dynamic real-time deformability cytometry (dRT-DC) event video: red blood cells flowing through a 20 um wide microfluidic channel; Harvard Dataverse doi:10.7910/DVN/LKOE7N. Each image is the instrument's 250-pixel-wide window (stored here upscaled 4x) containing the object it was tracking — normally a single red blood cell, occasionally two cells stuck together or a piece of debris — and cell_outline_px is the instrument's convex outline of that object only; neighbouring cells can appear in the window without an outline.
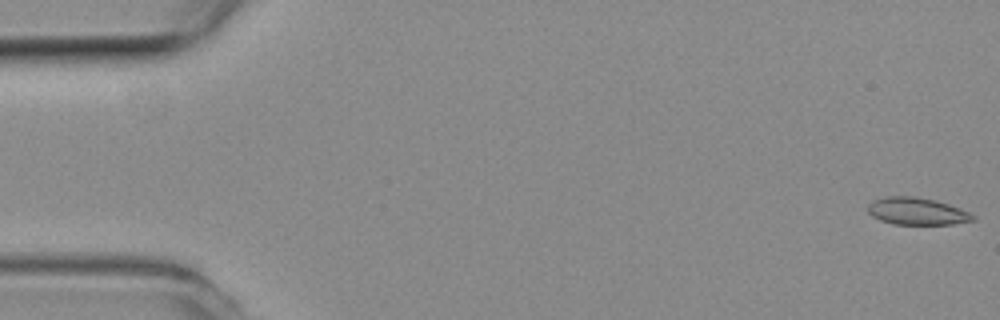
{"species": "common noctule bat (a hibernating species)", "species_latin": "Nyctalus noctula", "temperature_condition": "room temperature", "stored_images_in_passage": 55, "segment_of_instrument_passage": [1, 2], "camera_frame_rate_fps": 3000, "um_per_image_px": 0.085, "animal": {"sex": "female", "body_mass_g": 19.3, "forearm_length_mm": 54.1}, "frame": {"image": 1, "passage_image": 1, "time_ms": 0.0, "image_size_px": [1000, 320], "cell_outline_px": [[976, 220], [952, 224], [892, 224], [880, 220], [872, 216], [868, 212], [868, 204], [872, 200], [888, 196], [916, 196], [936, 200], [960, 208], [976, 216]], "centroid_in_image_um": [77.93, 17.95], "position_along_channel_um": 7.1, "area_um2": 16.76}}
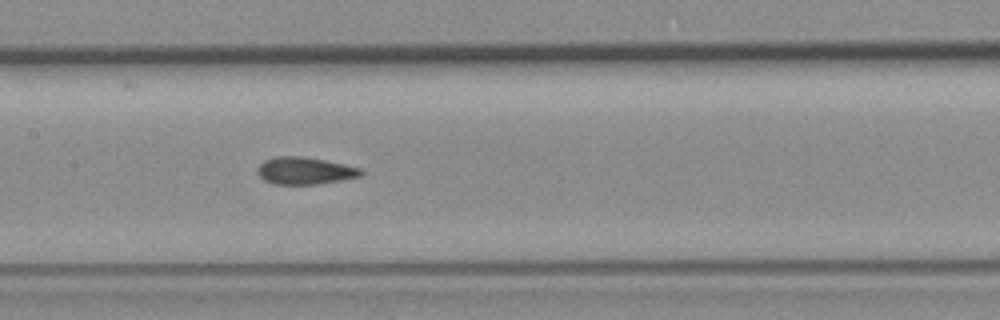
{"frame": {"image": 2, "passage_image": 26, "time_ms": 8.333, "image_size_px": [1000, 320], "cell_outline_px": [[364, 172], [360, 176], [340, 180], [316, 184], [276, 184], [264, 180], [256, 172], [256, 168], [264, 160], [276, 156], [300, 156], [324, 160], [344, 164], [360, 168]], "centroid_in_image_um": [25.88, 14.51], "position_along_channel_um": 181.5, "area_um2": 16.3}}
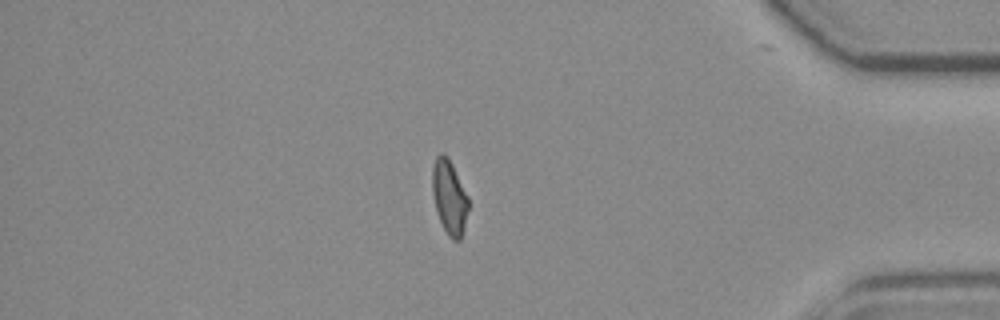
{"frame": {"image": 3, "passage_image": 46, "time_ms": 15.0, "image_size_px": [1000, 320], "cell_outline_px": [[468, 208], [464, 228], [460, 240], [452, 240], [448, 236], [436, 212], [432, 192], [432, 168], [436, 156], [440, 152], [444, 152], [448, 156], [468, 196]], "centroid_in_image_um": [38.18, 16.73], "position_along_channel_um": 397.0, "area_um2": 15.66}}